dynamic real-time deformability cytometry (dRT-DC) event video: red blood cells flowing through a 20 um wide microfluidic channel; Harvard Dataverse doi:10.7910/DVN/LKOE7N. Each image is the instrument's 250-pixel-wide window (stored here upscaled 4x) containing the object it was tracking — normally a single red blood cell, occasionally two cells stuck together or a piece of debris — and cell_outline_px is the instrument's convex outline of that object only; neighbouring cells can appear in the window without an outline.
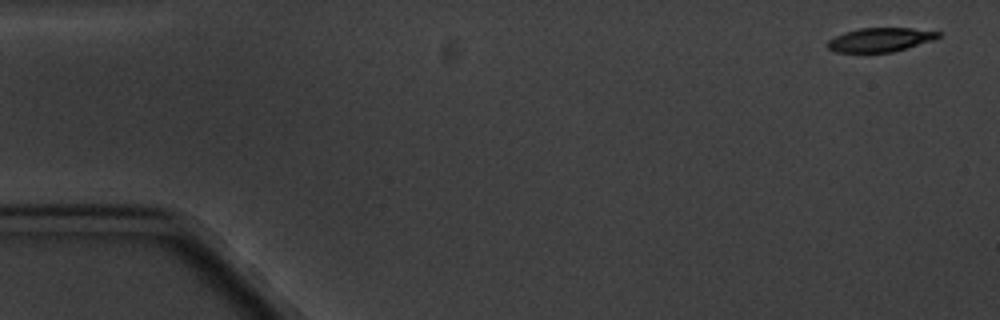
{"species": "common noctule bat (a hibernating species)", "species_latin": "Nyctalus noctula", "temperature_condition": "cold", "stored_images_in_passage": 5, "camera_frame_rate_fps": 3000, "um_per_image_px": 0.085, "animal": {"sex": "male", "body_mass_g": 20.1, "forearm_length_mm": 53.5}, "frame": {"image": 1, "passage_image": 1, "time_ms": 0.0, "image_size_px": [1000, 320], "cell_outline_px": [[940, 36], [932, 40], [892, 52], [836, 52], [828, 48], [828, 40], [844, 32], [860, 28], [912, 28], [940, 32]], "centroid_in_image_um": [74.8, 3.37], "position_along_channel_um": 10.2, "area_um2": 15.2}}
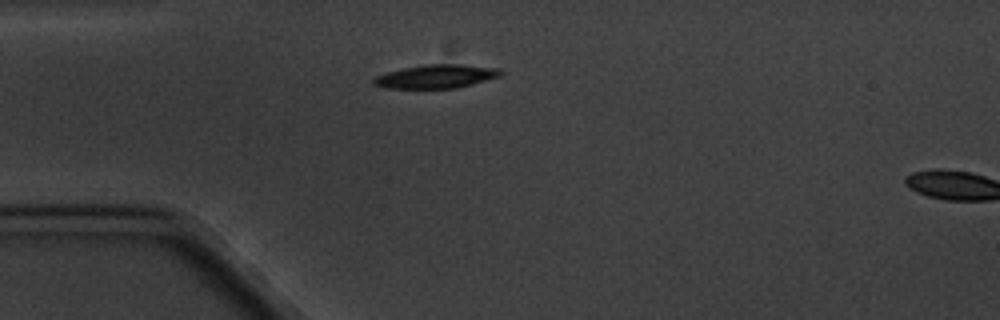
{"frame": {"image": 2, "passage_image": 4, "time_ms": 4.333, "image_size_px": [1000, 320], "cell_outline_px": [[504, 72], [500, 76], [472, 84], [456, 88], [384, 88], [372, 84], [372, 76], [404, 68], [424, 64], [460, 64], [500, 68]], "centroid_in_image_um": [37.05, 6.49], "position_along_channel_um": 48.0, "area_um2": 17.57}}